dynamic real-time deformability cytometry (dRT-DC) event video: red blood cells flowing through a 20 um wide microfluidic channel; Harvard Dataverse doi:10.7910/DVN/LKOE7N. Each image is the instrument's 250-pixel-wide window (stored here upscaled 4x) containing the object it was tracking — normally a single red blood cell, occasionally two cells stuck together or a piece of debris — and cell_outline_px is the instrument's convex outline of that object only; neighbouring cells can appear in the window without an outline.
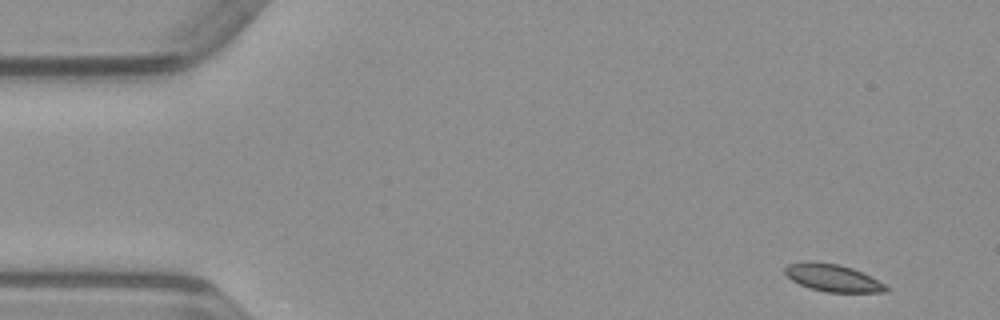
{"species": "common noctule bat (a hibernating species)", "species_latin": "Nyctalus noctula", "temperature_condition": "warm", "stored_images_in_passage": 25, "camera_frame_rate_fps": 3000, "um_per_image_px": 0.085, "animal": {"sex": "male", "body_mass_g": 23.1, "forearm_length_mm": 52.7}, "frame": {"image": 1, "passage_image": 1, "time_ms": 0.0, "image_size_px": [1000, 320], "cell_outline_px": [[888, 292], [828, 292], [808, 288], [792, 280], [784, 272], [784, 268], [788, 264], [808, 260], [840, 264], [852, 268], [884, 284], [888, 288]], "centroid_in_image_um": [70.73, 23.6], "position_along_channel_um": 14.3, "area_um2": 16.01}}
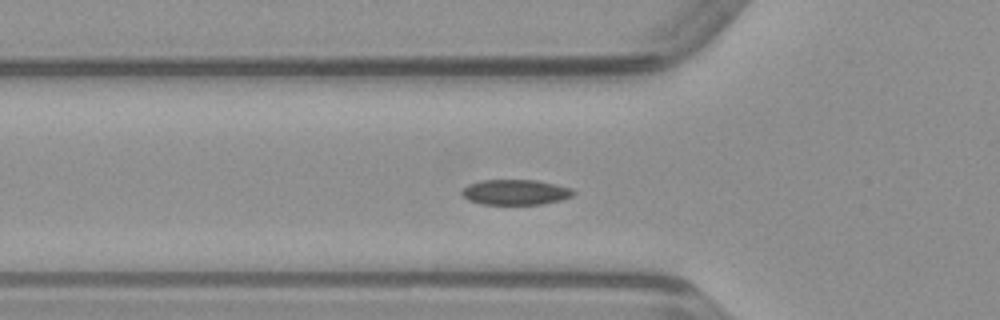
{"frame": {"image": 2, "passage_image": 14, "time_ms": 4.333, "image_size_px": [1000, 320], "cell_outline_px": [[576, 192], [572, 196], [560, 200], [540, 204], [480, 204], [468, 200], [460, 192], [468, 184], [480, 180], [536, 180], [556, 184], [572, 188]], "centroid_in_image_um": [43.81, 16.33], "position_along_channel_um": 82.0, "area_um2": 16.47}}
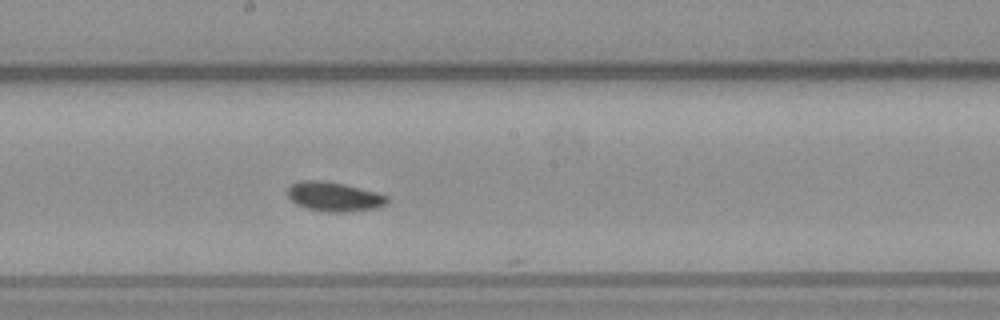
{"frame": {"image": 3, "passage_image": 24, "time_ms": 7.667, "image_size_px": [1000, 320], "cell_outline_px": [[388, 204], [376, 208], [352, 212], [328, 212], [308, 208], [296, 204], [288, 196], [288, 188], [292, 184], [300, 180], [324, 180], [344, 184], [376, 192], [388, 196]], "centroid_in_image_um": [28.42, 16.72], "position_along_channel_um": 219.8, "area_um2": 17.11}}